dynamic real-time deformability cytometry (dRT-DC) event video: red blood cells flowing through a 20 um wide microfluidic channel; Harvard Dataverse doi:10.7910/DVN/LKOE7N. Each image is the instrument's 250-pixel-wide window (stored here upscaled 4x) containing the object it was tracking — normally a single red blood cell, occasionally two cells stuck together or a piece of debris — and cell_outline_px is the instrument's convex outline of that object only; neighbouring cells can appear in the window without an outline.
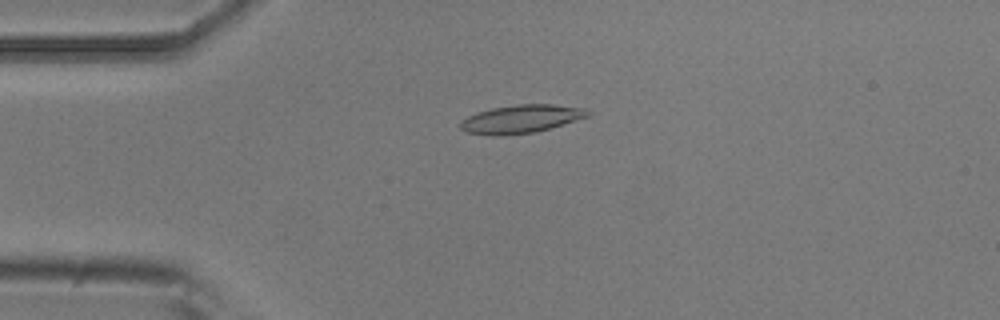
{"species": "common noctule bat (a hibernating species)", "species_latin": "Nyctalus noctula", "temperature_condition": "room temperature", "stored_images_in_passage": 51, "camera_frame_rate_fps": 3000, "um_per_image_px": 0.085, "animal": {"sex": "male", "body_mass_g": 20.5, "forearm_length_mm": 52.5}, "frame": {"image": 1, "passage_image": 12, "time_ms": 3.667, "image_size_px": [1000, 320], "cell_outline_px": [[592, 112], [588, 116], [548, 128], [532, 132], [504, 136], [492, 136], [468, 132], [460, 128], [460, 124], [468, 116], [476, 112], [492, 108], [516, 104], [552, 104], [584, 108]], "centroid_in_image_um": [44.27, 10.1], "position_along_channel_um": 40.7, "area_um2": 20.69}}
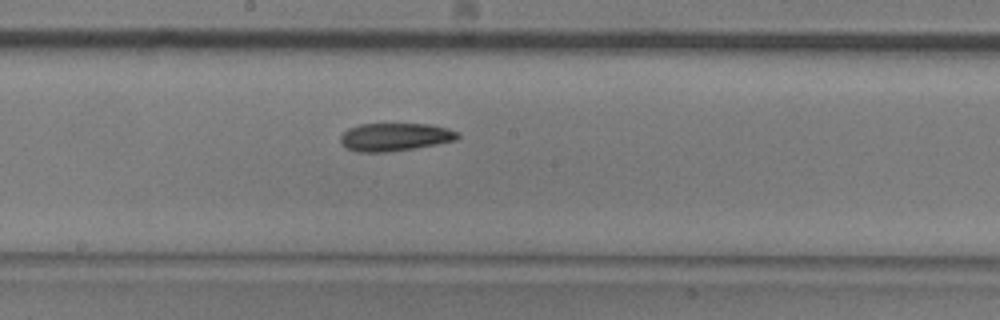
{"frame": {"image": 2, "passage_image": 27, "time_ms": 8.667, "image_size_px": [1000, 320], "cell_outline_px": [[460, 136], [456, 140], [416, 148], [388, 152], [360, 152], [344, 148], [340, 144], [340, 136], [348, 128], [360, 124], [428, 124], [448, 128], [456, 132]], "centroid_in_image_um": [33.52, 11.65], "position_along_channel_um": 214.7, "area_um2": 19.19}}
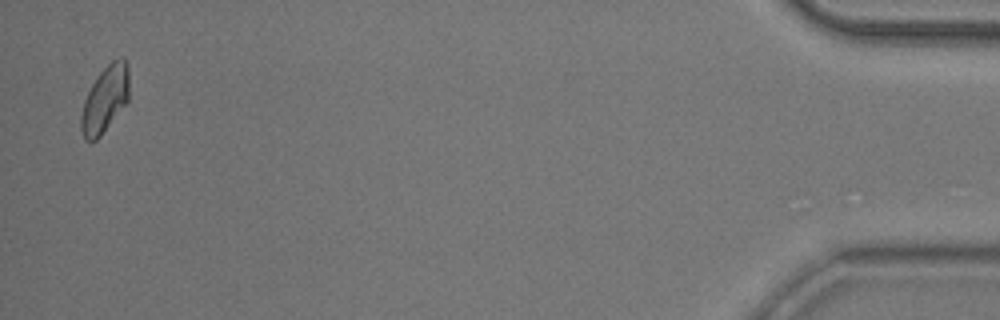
{"frame": {"image": 3, "passage_image": 50, "time_ms": 16.333, "image_size_px": [1000, 320], "cell_outline_px": [[128, 100], [100, 136], [92, 144], [84, 140], [80, 132], [80, 116], [84, 100], [92, 84], [100, 72], [112, 60], [120, 56], [124, 56], [128, 68]], "centroid_in_image_um": [8.89, 8.46], "position_along_channel_um": 426.3, "area_um2": 18.67}, "authors_computed_cell_mechanics": {"area_um2": 19.1896, "velocity_mm_per_s": 3.9402, "shape_relaxation_time_tau1_ms": 4.6291, "shape_relaxation_time_tau2_ms": null, "deformation_change_tau1": 0.1278, "deformation_change_tau2": null}}